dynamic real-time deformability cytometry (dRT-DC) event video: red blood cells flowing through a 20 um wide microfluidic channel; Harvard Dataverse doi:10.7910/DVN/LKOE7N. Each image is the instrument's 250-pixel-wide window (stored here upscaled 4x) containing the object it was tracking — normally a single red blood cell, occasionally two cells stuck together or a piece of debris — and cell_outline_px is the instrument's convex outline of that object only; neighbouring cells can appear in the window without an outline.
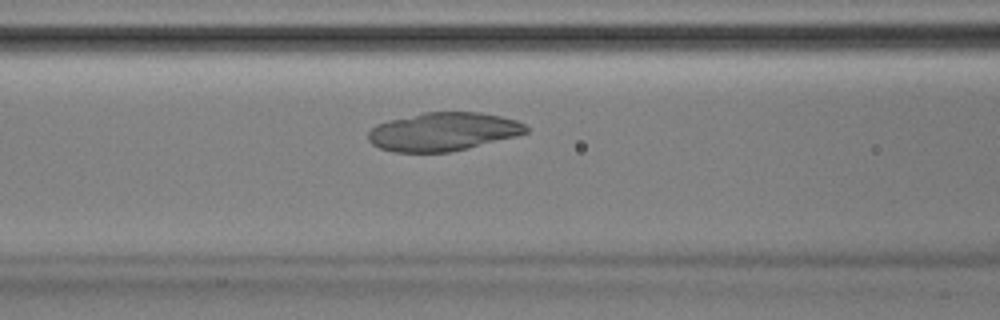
{"species": "Egyptian fruit bat (a non-hibernating species)", "species_latin": "Rousettus aegyptiacus", "temperature_condition": "room temperature", "stored_images_in_passage": 37, "camera_frame_rate_fps": 3000, "um_per_image_px": 0.085, "animal": {"sex": "male"}, "frame": {"image": 1, "passage_image": 9, "time_ms": 2.667, "image_size_px": [1000, 320], "cell_outline_px": [[528, 132], [516, 136], [468, 148], [448, 152], [392, 152], [380, 148], [372, 144], [368, 140], [368, 132], [376, 124], [388, 120], [424, 112], [480, 112], [500, 116], [516, 120], [524, 124], [528, 128]], "centroid_in_image_um": [37.65, 11.19], "position_along_channel_um": 129.0, "area_um2": 35.32}}
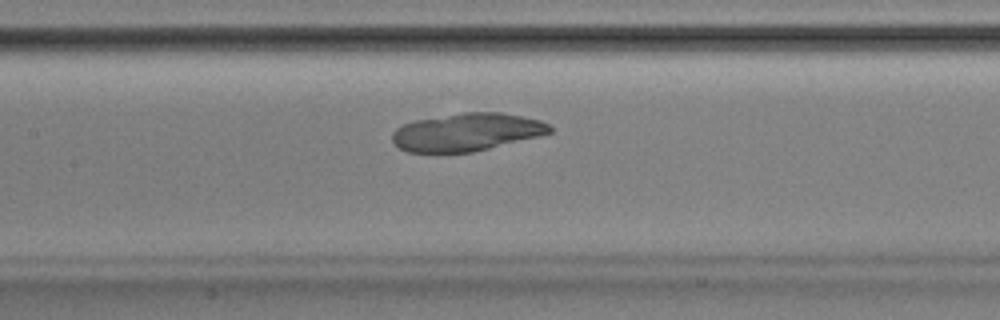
{"frame": {"image": 2, "passage_image": 12, "time_ms": 3.667, "image_size_px": [1000, 320], "cell_outline_px": [[552, 132], [540, 136], [472, 152], [408, 152], [400, 148], [392, 140], [392, 132], [396, 128], [404, 124], [416, 120], [464, 112], [500, 112], [540, 120], [548, 124], [552, 128]], "centroid_in_image_um": [39.68, 11.23], "position_along_channel_um": 167.7, "area_um2": 34.45}}
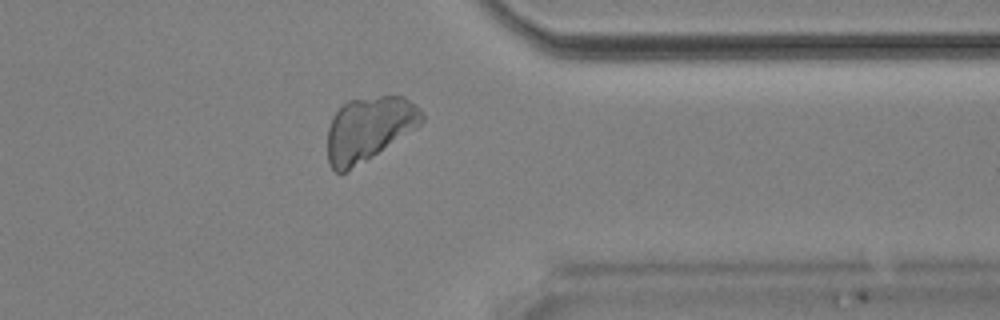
{"frame": {"image": 3, "passage_image": 29, "time_ms": 9.333, "image_size_px": [1000, 320], "cell_outline_px": [[424, 120], [416, 128], [344, 172], [336, 172], [328, 164], [328, 128], [332, 116], [348, 100], [380, 96], [404, 96], [416, 104], [424, 112]], "centroid_in_image_um": [31.36, 10.9], "position_along_channel_um": 380.0, "area_um2": 34.62}}